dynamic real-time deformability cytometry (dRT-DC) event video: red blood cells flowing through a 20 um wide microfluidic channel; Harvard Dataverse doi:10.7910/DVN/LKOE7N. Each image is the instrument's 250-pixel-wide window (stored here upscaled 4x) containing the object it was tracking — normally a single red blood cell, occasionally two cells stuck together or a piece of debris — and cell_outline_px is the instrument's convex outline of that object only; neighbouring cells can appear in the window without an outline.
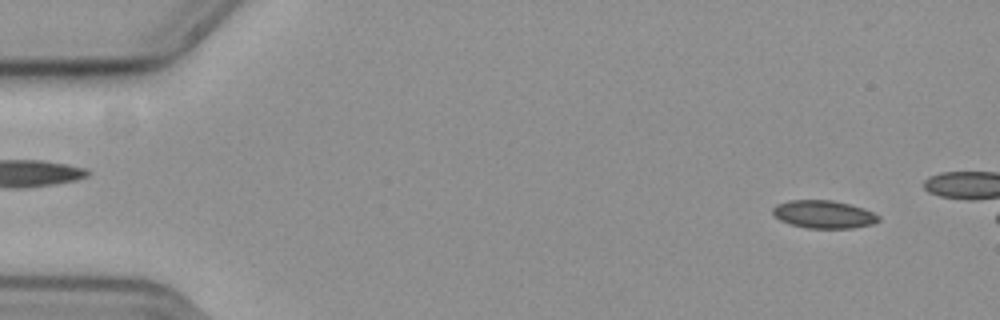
{"species": "common noctule bat (a hibernating species)", "species_latin": "Nyctalus noctula", "temperature_condition": "cold", "stored_images_in_passage": 49, "camera_frame_rate_fps": 3000, "um_per_image_px": 0.085, "animal": {"sex": "female", "body_mass_g": 19.3, "forearm_length_mm": 54.1}, "frame": {"image": 1, "passage_image": 4, "time_ms": 1.0, "image_size_px": [1000, 320], "cell_outline_px": [[880, 220], [872, 224], [852, 228], [808, 228], [792, 224], [780, 220], [772, 212], [772, 208], [776, 204], [788, 200], [832, 200], [864, 208], [880, 216]], "centroid_in_image_um": [70.01, 18.21], "position_along_channel_um": 15.0, "area_um2": 17.11}}
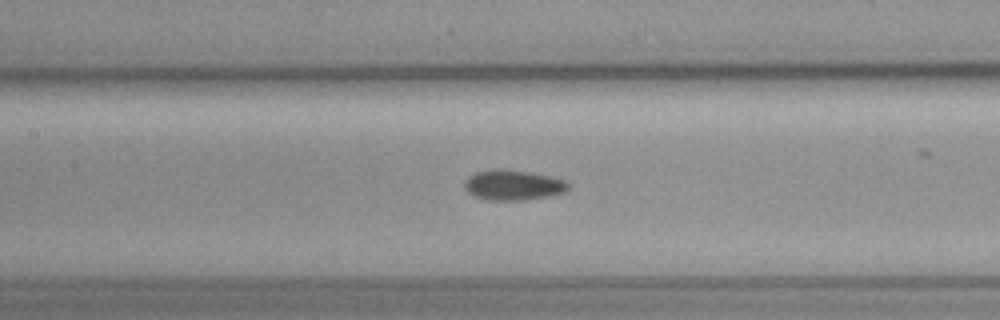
{"frame": {"image": 2, "passage_image": 26, "time_ms": 8.333, "image_size_px": [1000, 320], "cell_outline_px": [[572, 184], [564, 192], [548, 196], [524, 200], [488, 200], [472, 196], [464, 188], [464, 180], [468, 176], [476, 172], [532, 172], [552, 176], [568, 180]], "centroid_in_image_um": [43.67, 15.77], "position_along_channel_um": 163.7, "area_um2": 17.86}}
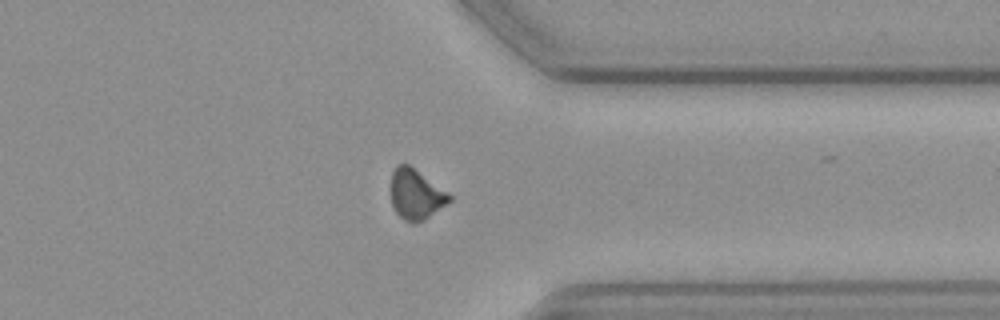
{"frame": {"image": 3, "passage_image": 44, "time_ms": 14.333, "image_size_px": [1000, 320], "cell_outline_px": [[452, 200], [424, 220], [412, 224], [404, 220], [396, 212], [392, 204], [392, 172], [396, 164], [408, 164], [448, 192], [452, 196]], "centroid_in_image_um": [35.36, 16.53], "position_along_channel_um": 376.0, "area_um2": 16.94}}